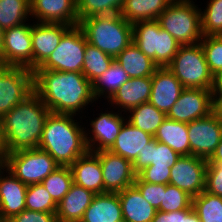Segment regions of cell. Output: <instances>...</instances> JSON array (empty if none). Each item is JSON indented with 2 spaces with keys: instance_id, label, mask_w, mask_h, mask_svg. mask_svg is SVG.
<instances>
[{
  "instance_id": "39",
  "label": "cell",
  "mask_w": 222,
  "mask_h": 222,
  "mask_svg": "<svg viewBox=\"0 0 222 222\" xmlns=\"http://www.w3.org/2000/svg\"><path fill=\"white\" fill-rule=\"evenodd\" d=\"M201 13L203 36L222 35V0H209L206 9Z\"/></svg>"
},
{
  "instance_id": "27",
  "label": "cell",
  "mask_w": 222,
  "mask_h": 222,
  "mask_svg": "<svg viewBox=\"0 0 222 222\" xmlns=\"http://www.w3.org/2000/svg\"><path fill=\"white\" fill-rule=\"evenodd\" d=\"M145 146L132 163L133 171L136 175L147 166H167L172 168L180 157V155L168 145L155 139Z\"/></svg>"
},
{
  "instance_id": "38",
  "label": "cell",
  "mask_w": 222,
  "mask_h": 222,
  "mask_svg": "<svg viewBox=\"0 0 222 222\" xmlns=\"http://www.w3.org/2000/svg\"><path fill=\"white\" fill-rule=\"evenodd\" d=\"M26 209L45 213H56L58 204L41 183L27 186Z\"/></svg>"
},
{
  "instance_id": "40",
  "label": "cell",
  "mask_w": 222,
  "mask_h": 222,
  "mask_svg": "<svg viewBox=\"0 0 222 222\" xmlns=\"http://www.w3.org/2000/svg\"><path fill=\"white\" fill-rule=\"evenodd\" d=\"M192 206V197L177 186L166 184L159 211L172 212L189 209Z\"/></svg>"
},
{
  "instance_id": "15",
  "label": "cell",
  "mask_w": 222,
  "mask_h": 222,
  "mask_svg": "<svg viewBox=\"0 0 222 222\" xmlns=\"http://www.w3.org/2000/svg\"><path fill=\"white\" fill-rule=\"evenodd\" d=\"M99 117L90 121L91 130L88 132L85 127V139L88 150L98 152L109 150L127 118L122 116V112L105 111L98 114ZM90 134V135H89Z\"/></svg>"
},
{
  "instance_id": "53",
  "label": "cell",
  "mask_w": 222,
  "mask_h": 222,
  "mask_svg": "<svg viewBox=\"0 0 222 222\" xmlns=\"http://www.w3.org/2000/svg\"><path fill=\"white\" fill-rule=\"evenodd\" d=\"M3 37H4V30L0 27V56H1V50L3 47Z\"/></svg>"
},
{
  "instance_id": "34",
  "label": "cell",
  "mask_w": 222,
  "mask_h": 222,
  "mask_svg": "<svg viewBox=\"0 0 222 222\" xmlns=\"http://www.w3.org/2000/svg\"><path fill=\"white\" fill-rule=\"evenodd\" d=\"M113 61V57L87 42L82 73L93 83L99 76L108 70Z\"/></svg>"
},
{
  "instance_id": "7",
  "label": "cell",
  "mask_w": 222,
  "mask_h": 222,
  "mask_svg": "<svg viewBox=\"0 0 222 222\" xmlns=\"http://www.w3.org/2000/svg\"><path fill=\"white\" fill-rule=\"evenodd\" d=\"M133 43L158 67H167L181 46L157 20L134 23Z\"/></svg>"
},
{
  "instance_id": "52",
  "label": "cell",
  "mask_w": 222,
  "mask_h": 222,
  "mask_svg": "<svg viewBox=\"0 0 222 222\" xmlns=\"http://www.w3.org/2000/svg\"><path fill=\"white\" fill-rule=\"evenodd\" d=\"M0 151H6L2 135L1 120H0Z\"/></svg>"
},
{
  "instance_id": "36",
  "label": "cell",
  "mask_w": 222,
  "mask_h": 222,
  "mask_svg": "<svg viewBox=\"0 0 222 222\" xmlns=\"http://www.w3.org/2000/svg\"><path fill=\"white\" fill-rule=\"evenodd\" d=\"M53 200L58 204L69 192L73 184V176L69 166H59L42 182Z\"/></svg>"
},
{
  "instance_id": "45",
  "label": "cell",
  "mask_w": 222,
  "mask_h": 222,
  "mask_svg": "<svg viewBox=\"0 0 222 222\" xmlns=\"http://www.w3.org/2000/svg\"><path fill=\"white\" fill-rule=\"evenodd\" d=\"M7 222H58L56 213H45L25 209Z\"/></svg>"
},
{
  "instance_id": "49",
  "label": "cell",
  "mask_w": 222,
  "mask_h": 222,
  "mask_svg": "<svg viewBox=\"0 0 222 222\" xmlns=\"http://www.w3.org/2000/svg\"><path fill=\"white\" fill-rule=\"evenodd\" d=\"M213 96L222 95V70L214 76Z\"/></svg>"
},
{
  "instance_id": "43",
  "label": "cell",
  "mask_w": 222,
  "mask_h": 222,
  "mask_svg": "<svg viewBox=\"0 0 222 222\" xmlns=\"http://www.w3.org/2000/svg\"><path fill=\"white\" fill-rule=\"evenodd\" d=\"M205 191L222 197V164L207 163Z\"/></svg>"
},
{
  "instance_id": "16",
  "label": "cell",
  "mask_w": 222,
  "mask_h": 222,
  "mask_svg": "<svg viewBox=\"0 0 222 222\" xmlns=\"http://www.w3.org/2000/svg\"><path fill=\"white\" fill-rule=\"evenodd\" d=\"M94 153L99 157L101 163L104 193H118L133 186L136 174L130 161L109 150Z\"/></svg>"
},
{
  "instance_id": "13",
  "label": "cell",
  "mask_w": 222,
  "mask_h": 222,
  "mask_svg": "<svg viewBox=\"0 0 222 222\" xmlns=\"http://www.w3.org/2000/svg\"><path fill=\"white\" fill-rule=\"evenodd\" d=\"M215 109L212 89L184 88L176 103L166 114V118L189 123L205 117Z\"/></svg>"
},
{
  "instance_id": "37",
  "label": "cell",
  "mask_w": 222,
  "mask_h": 222,
  "mask_svg": "<svg viewBox=\"0 0 222 222\" xmlns=\"http://www.w3.org/2000/svg\"><path fill=\"white\" fill-rule=\"evenodd\" d=\"M124 0H77L78 20L97 15L118 14Z\"/></svg>"
},
{
  "instance_id": "46",
  "label": "cell",
  "mask_w": 222,
  "mask_h": 222,
  "mask_svg": "<svg viewBox=\"0 0 222 222\" xmlns=\"http://www.w3.org/2000/svg\"><path fill=\"white\" fill-rule=\"evenodd\" d=\"M178 222H201L193 206L189 209L178 210Z\"/></svg>"
},
{
  "instance_id": "35",
  "label": "cell",
  "mask_w": 222,
  "mask_h": 222,
  "mask_svg": "<svg viewBox=\"0 0 222 222\" xmlns=\"http://www.w3.org/2000/svg\"><path fill=\"white\" fill-rule=\"evenodd\" d=\"M192 206L201 222H222V197L203 191L192 198Z\"/></svg>"
},
{
  "instance_id": "41",
  "label": "cell",
  "mask_w": 222,
  "mask_h": 222,
  "mask_svg": "<svg viewBox=\"0 0 222 222\" xmlns=\"http://www.w3.org/2000/svg\"><path fill=\"white\" fill-rule=\"evenodd\" d=\"M209 71L213 76L222 70V35L203 36L200 41Z\"/></svg>"
},
{
  "instance_id": "33",
  "label": "cell",
  "mask_w": 222,
  "mask_h": 222,
  "mask_svg": "<svg viewBox=\"0 0 222 222\" xmlns=\"http://www.w3.org/2000/svg\"><path fill=\"white\" fill-rule=\"evenodd\" d=\"M29 16L30 0H0V27L3 30L28 22Z\"/></svg>"
},
{
  "instance_id": "10",
  "label": "cell",
  "mask_w": 222,
  "mask_h": 222,
  "mask_svg": "<svg viewBox=\"0 0 222 222\" xmlns=\"http://www.w3.org/2000/svg\"><path fill=\"white\" fill-rule=\"evenodd\" d=\"M33 91V71L0 65V119Z\"/></svg>"
},
{
  "instance_id": "22",
  "label": "cell",
  "mask_w": 222,
  "mask_h": 222,
  "mask_svg": "<svg viewBox=\"0 0 222 222\" xmlns=\"http://www.w3.org/2000/svg\"><path fill=\"white\" fill-rule=\"evenodd\" d=\"M73 183L95 194L104 193V182L99 157L91 151L79 157L70 166Z\"/></svg>"
},
{
  "instance_id": "48",
  "label": "cell",
  "mask_w": 222,
  "mask_h": 222,
  "mask_svg": "<svg viewBox=\"0 0 222 222\" xmlns=\"http://www.w3.org/2000/svg\"><path fill=\"white\" fill-rule=\"evenodd\" d=\"M207 163L222 164V138L211 157L207 160Z\"/></svg>"
},
{
  "instance_id": "28",
  "label": "cell",
  "mask_w": 222,
  "mask_h": 222,
  "mask_svg": "<svg viewBox=\"0 0 222 222\" xmlns=\"http://www.w3.org/2000/svg\"><path fill=\"white\" fill-rule=\"evenodd\" d=\"M114 60L130 78L150 77L158 68L154 61L148 58L133 42Z\"/></svg>"
},
{
  "instance_id": "18",
  "label": "cell",
  "mask_w": 222,
  "mask_h": 222,
  "mask_svg": "<svg viewBox=\"0 0 222 222\" xmlns=\"http://www.w3.org/2000/svg\"><path fill=\"white\" fill-rule=\"evenodd\" d=\"M30 5L31 17L37 22L79 24L77 0H30Z\"/></svg>"
},
{
  "instance_id": "5",
  "label": "cell",
  "mask_w": 222,
  "mask_h": 222,
  "mask_svg": "<svg viewBox=\"0 0 222 222\" xmlns=\"http://www.w3.org/2000/svg\"><path fill=\"white\" fill-rule=\"evenodd\" d=\"M193 0H173L158 16L160 27L171 34L180 45H193L202 38L201 9Z\"/></svg>"
},
{
  "instance_id": "21",
  "label": "cell",
  "mask_w": 222,
  "mask_h": 222,
  "mask_svg": "<svg viewBox=\"0 0 222 222\" xmlns=\"http://www.w3.org/2000/svg\"><path fill=\"white\" fill-rule=\"evenodd\" d=\"M152 90V76L130 78L121 87L117 89L114 95L108 100L110 106L119 109V112L125 114L130 109L135 108L142 103H147L150 99ZM117 107V108H116Z\"/></svg>"
},
{
  "instance_id": "17",
  "label": "cell",
  "mask_w": 222,
  "mask_h": 222,
  "mask_svg": "<svg viewBox=\"0 0 222 222\" xmlns=\"http://www.w3.org/2000/svg\"><path fill=\"white\" fill-rule=\"evenodd\" d=\"M26 192L27 185L5 167L0 171V222H7L26 209Z\"/></svg>"
},
{
  "instance_id": "30",
  "label": "cell",
  "mask_w": 222,
  "mask_h": 222,
  "mask_svg": "<svg viewBox=\"0 0 222 222\" xmlns=\"http://www.w3.org/2000/svg\"><path fill=\"white\" fill-rule=\"evenodd\" d=\"M154 139L165 143L180 156L190 155L189 134L187 123L166 118L159 126Z\"/></svg>"
},
{
  "instance_id": "51",
  "label": "cell",
  "mask_w": 222,
  "mask_h": 222,
  "mask_svg": "<svg viewBox=\"0 0 222 222\" xmlns=\"http://www.w3.org/2000/svg\"><path fill=\"white\" fill-rule=\"evenodd\" d=\"M6 151H0V171L5 167Z\"/></svg>"
},
{
  "instance_id": "12",
  "label": "cell",
  "mask_w": 222,
  "mask_h": 222,
  "mask_svg": "<svg viewBox=\"0 0 222 222\" xmlns=\"http://www.w3.org/2000/svg\"><path fill=\"white\" fill-rule=\"evenodd\" d=\"M190 155L208 160L222 138V119L214 110L209 115L187 123Z\"/></svg>"
},
{
  "instance_id": "6",
  "label": "cell",
  "mask_w": 222,
  "mask_h": 222,
  "mask_svg": "<svg viewBox=\"0 0 222 222\" xmlns=\"http://www.w3.org/2000/svg\"><path fill=\"white\" fill-rule=\"evenodd\" d=\"M167 68L184 88H213L214 76L209 71L200 42L193 45H181Z\"/></svg>"
},
{
  "instance_id": "32",
  "label": "cell",
  "mask_w": 222,
  "mask_h": 222,
  "mask_svg": "<svg viewBox=\"0 0 222 222\" xmlns=\"http://www.w3.org/2000/svg\"><path fill=\"white\" fill-rule=\"evenodd\" d=\"M130 77L122 69V67L114 60L108 70L99 76L93 83V95L95 100L99 97H105L107 101L114 95L119 87H121Z\"/></svg>"
},
{
  "instance_id": "42",
  "label": "cell",
  "mask_w": 222,
  "mask_h": 222,
  "mask_svg": "<svg viewBox=\"0 0 222 222\" xmlns=\"http://www.w3.org/2000/svg\"><path fill=\"white\" fill-rule=\"evenodd\" d=\"M133 185L153 207H155L157 210L160 209L163 192L166 190V185L144 182L137 175Z\"/></svg>"
},
{
  "instance_id": "26",
  "label": "cell",
  "mask_w": 222,
  "mask_h": 222,
  "mask_svg": "<svg viewBox=\"0 0 222 222\" xmlns=\"http://www.w3.org/2000/svg\"><path fill=\"white\" fill-rule=\"evenodd\" d=\"M80 222H124L118 193L96 194Z\"/></svg>"
},
{
  "instance_id": "23",
  "label": "cell",
  "mask_w": 222,
  "mask_h": 222,
  "mask_svg": "<svg viewBox=\"0 0 222 222\" xmlns=\"http://www.w3.org/2000/svg\"><path fill=\"white\" fill-rule=\"evenodd\" d=\"M153 139L154 136L133 126L126 120L109 151L133 163L139 152H142L146 147L145 145Z\"/></svg>"
},
{
  "instance_id": "44",
  "label": "cell",
  "mask_w": 222,
  "mask_h": 222,
  "mask_svg": "<svg viewBox=\"0 0 222 222\" xmlns=\"http://www.w3.org/2000/svg\"><path fill=\"white\" fill-rule=\"evenodd\" d=\"M171 168L167 166H147L137 176L144 182L169 184Z\"/></svg>"
},
{
  "instance_id": "9",
  "label": "cell",
  "mask_w": 222,
  "mask_h": 222,
  "mask_svg": "<svg viewBox=\"0 0 222 222\" xmlns=\"http://www.w3.org/2000/svg\"><path fill=\"white\" fill-rule=\"evenodd\" d=\"M87 39L79 25L71 26L62 36L59 45L35 70L82 73Z\"/></svg>"
},
{
  "instance_id": "11",
  "label": "cell",
  "mask_w": 222,
  "mask_h": 222,
  "mask_svg": "<svg viewBox=\"0 0 222 222\" xmlns=\"http://www.w3.org/2000/svg\"><path fill=\"white\" fill-rule=\"evenodd\" d=\"M31 29L32 23H24L4 30L0 65L24 67L33 71Z\"/></svg>"
},
{
  "instance_id": "31",
  "label": "cell",
  "mask_w": 222,
  "mask_h": 222,
  "mask_svg": "<svg viewBox=\"0 0 222 222\" xmlns=\"http://www.w3.org/2000/svg\"><path fill=\"white\" fill-rule=\"evenodd\" d=\"M129 113L130 115L126 117L127 121L152 136L156 134L159 126L166 119V114L149 102L130 109L126 115Z\"/></svg>"
},
{
  "instance_id": "47",
  "label": "cell",
  "mask_w": 222,
  "mask_h": 222,
  "mask_svg": "<svg viewBox=\"0 0 222 222\" xmlns=\"http://www.w3.org/2000/svg\"><path fill=\"white\" fill-rule=\"evenodd\" d=\"M151 222H178V211L163 212L157 210Z\"/></svg>"
},
{
  "instance_id": "14",
  "label": "cell",
  "mask_w": 222,
  "mask_h": 222,
  "mask_svg": "<svg viewBox=\"0 0 222 222\" xmlns=\"http://www.w3.org/2000/svg\"><path fill=\"white\" fill-rule=\"evenodd\" d=\"M207 160L182 155L171 168L169 184L177 186L192 198L205 191Z\"/></svg>"
},
{
  "instance_id": "3",
  "label": "cell",
  "mask_w": 222,
  "mask_h": 222,
  "mask_svg": "<svg viewBox=\"0 0 222 222\" xmlns=\"http://www.w3.org/2000/svg\"><path fill=\"white\" fill-rule=\"evenodd\" d=\"M75 116L50 113L44 124L38 148L47 152L59 166H70L89 151L85 127Z\"/></svg>"
},
{
  "instance_id": "20",
  "label": "cell",
  "mask_w": 222,
  "mask_h": 222,
  "mask_svg": "<svg viewBox=\"0 0 222 222\" xmlns=\"http://www.w3.org/2000/svg\"><path fill=\"white\" fill-rule=\"evenodd\" d=\"M183 89L180 81L167 67H158L152 75V90L148 102L167 114Z\"/></svg>"
},
{
  "instance_id": "2",
  "label": "cell",
  "mask_w": 222,
  "mask_h": 222,
  "mask_svg": "<svg viewBox=\"0 0 222 222\" xmlns=\"http://www.w3.org/2000/svg\"><path fill=\"white\" fill-rule=\"evenodd\" d=\"M50 109L33 91L1 120L7 153L38 148Z\"/></svg>"
},
{
  "instance_id": "50",
  "label": "cell",
  "mask_w": 222,
  "mask_h": 222,
  "mask_svg": "<svg viewBox=\"0 0 222 222\" xmlns=\"http://www.w3.org/2000/svg\"><path fill=\"white\" fill-rule=\"evenodd\" d=\"M215 99V111L222 119V95L214 96Z\"/></svg>"
},
{
  "instance_id": "19",
  "label": "cell",
  "mask_w": 222,
  "mask_h": 222,
  "mask_svg": "<svg viewBox=\"0 0 222 222\" xmlns=\"http://www.w3.org/2000/svg\"><path fill=\"white\" fill-rule=\"evenodd\" d=\"M70 25L60 23H32L33 71L56 49Z\"/></svg>"
},
{
  "instance_id": "24",
  "label": "cell",
  "mask_w": 222,
  "mask_h": 222,
  "mask_svg": "<svg viewBox=\"0 0 222 222\" xmlns=\"http://www.w3.org/2000/svg\"><path fill=\"white\" fill-rule=\"evenodd\" d=\"M95 195L94 192L73 183L69 192L58 203L56 212L57 221L80 222Z\"/></svg>"
},
{
  "instance_id": "8",
  "label": "cell",
  "mask_w": 222,
  "mask_h": 222,
  "mask_svg": "<svg viewBox=\"0 0 222 222\" xmlns=\"http://www.w3.org/2000/svg\"><path fill=\"white\" fill-rule=\"evenodd\" d=\"M59 164L45 151L35 148L7 153L5 168L27 186L41 183Z\"/></svg>"
},
{
  "instance_id": "1",
  "label": "cell",
  "mask_w": 222,
  "mask_h": 222,
  "mask_svg": "<svg viewBox=\"0 0 222 222\" xmlns=\"http://www.w3.org/2000/svg\"><path fill=\"white\" fill-rule=\"evenodd\" d=\"M33 88L55 114L78 115L96 101L92 83L80 72L34 70Z\"/></svg>"
},
{
  "instance_id": "25",
  "label": "cell",
  "mask_w": 222,
  "mask_h": 222,
  "mask_svg": "<svg viewBox=\"0 0 222 222\" xmlns=\"http://www.w3.org/2000/svg\"><path fill=\"white\" fill-rule=\"evenodd\" d=\"M124 222H151L157 209L133 185L118 192Z\"/></svg>"
},
{
  "instance_id": "29",
  "label": "cell",
  "mask_w": 222,
  "mask_h": 222,
  "mask_svg": "<svg viewBox=\"0 0 222 222\" xmlns=\"http://www.w3.org/2000/svg\"><path fill=\"white\" fill-rule=\"evenodd\" d=\"M173 0H124L120 15L130 24L157 20Z\"/></svg>"
},
{
  "instance_id": "4",
  "label": "cell",
  "mask_w": 222,
  "mask_h": 222,
  "mask_svg": "<svg viewBox=\"0 0 222 222\" xmlns=\"http://www.w3.org/2000/svg\"><path fill=\"white\" fill-rule=\"evenodd\" d=\"M87 42L115 58L133 42V24L119 13L82 19L78 24Z\"/></svg>"
}]
</instances>
